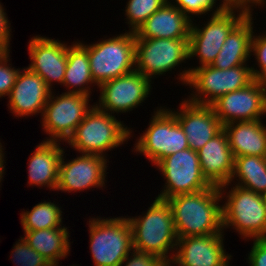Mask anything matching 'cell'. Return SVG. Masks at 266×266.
<instances>
[{"mask_svg":"<svg viewBox=\"0 0 266 266\" xmlns=\"http://www.w3.org/2000/svg\"><path fill=\"white\" fill-rule=\"evenodd\" d=\"M219 187L167 199L173 215L177 238L224 234Z\"/></svg>","mask_w":266,"mask_h":266,"instance_id":"1","label":"cell"},{"mask_svg":"<svg viewBox=\"0 0 266 266\" xmlns=\"http://www.w3.org/2000/svg\"><path fill=\"white\" fill-rule=\"evenodd\" d=\"M127 219L131 226L133 249L155 255L163 261L173 259L178 238L167 200L156 197L143 216H128Z\"/></svg>","mask_w":266,"mask_h":266,"instance_id":"2","label":"cell"},{"mask_svg":"<svg viewBox=\"0 0 266 266\" xmlns=\"http://www.w3.org/2000/svg\"><path fill=\"white\" fill-rule=\"evenodd\" d=\"M228 186L227 183L219 186L222 201L226 198L222 204L223 231L231 226L243 239H266L264 195L233 184V188L226 192Z\"/></svg>","mask_w":266,"mask_h":266,"instance_id":"3","label":"cell"},{"mask_svg":"<svg viewBox=\"0 0 266 266\" xmlns=\"http://www.w3.org/2000/svg\"><path fill=\"white\" fill-rule=\"evenodd\" d=\"M124 125L115 115L94 105L66 143L80 154L107 157L106 151L121 146L132 137V130Z\"/></svg>","mask_w":266,"mask_h":266,"instance_id":"4","label":"cell"},{"mask_svg":"<svg viewBox=\"0 0 266 266\" xmlns=\"http://www.w3.org/2000/svg\"><path fill=\"white\" fill-rule=\"evenodd\" d=\"M177 76L183 85L194 90L187 99L202 105H211L224 94L245 88L254 81L251 67L247 64L226 70L211 65L190 67Z\"/></svg>","mask_w":266,"mask_h":266,"instance_id":"5","label":"cell"},{"mask_svg":"<svg viewBox=\"0 0 266 266\" xmlns=\"http://www.w3.org/2000/svg\"><path fill=\"white\" fill-rule=\"evenodd\" d=\"M87 52L96 86L135 70V33L125 32L93 44L78 42Z\"/></svg>","mask_w":266,"mask_h":266,"instance_id":"6","label":"cell"},{"mask_svg":"<svg viewBox=\"0 0 266 266\" xmlns=\"http://www.w3.org/2000/svg\"><path fill=\"white\" fill-rule=\"evenodd\" d=\"M88 225L94 266H120L133 249L128 219L93 217Z\"/></svg>","mask_w":266,"mask_h":266,"instance_id":"7","label":"cell"},{"mask_svg":"<svg viewBox=\"0 0 266 266\" xmlns=\"http://www.w3.org/2000/svg\"><path fill=\"white\" fill-rule=\"evenodd\" d=\"M148 128L133 150L145 155L155 166L165 157L189 148L187 137L176 116L166 107L157 108Z\"/></svg>","mask_w":266,"mask_h":266,"instance_id":"8","label":"cell"},{"mask_svg":"<svg viewBox=\"0 0 266 266\" xmlns=\"http://www.w3.org/2000/svg\"><path fill=\"white\" fill-rule=\"evenodd\" d=\"M247 14L239 8L214 10L209 21L200 28L193 23V19L188 40L189 59L198 57L200 66L197 67L211 65L228 34Z\"/></svg>","mask_w":266,"mask_h":266,"instance_id":"9","label":"cell"},{"mask_svg":"<svg viewBox=\"0 0 266 266\" xmlns=\"http://www.w3.org/2000/svg\"><path fill=\"white\" fill-rule=\"evenodd\" d=\"M89 98L84 94L66 92L55 96L52 91L41 116L43 131L49 136L44 141L67 142L94 106L89 104Z\"/></svg>","mask_w":266,"mask_h":266,"instance_id":"10","label":"cell"},{"mask_svg":"<svg viewBox=\"0 0 266 266\" xmlns=\"http://www.w3.org/2000/svg\"><path fill=\"white\" fill-rule=\"evenodd\" d=\"M166 180L157 198L167 200L181 194H190L212 185L202 175L198 152L187 148L163 158L157 165Z\"/></svg>","mask_w":266,"mask_h":266,"instance_id":"11","label":"cell"},{"mask_svg":"<svg viewBox=\"0 0 266 266\" xmlns=\"http://www.w3.org/2000/svg\"><path fill=\"white\" fill-rule=\"evenodd\" d=\"M188 40L135 38V71L152 81V77L175 70L189 59Z\"/></svg>","mask_w":266,"mask_h":266,"instance_id":"12","label":"cell"},{"mask_svg":"<svg viewBox=\"0 0 266 266\" xmlns=\"http://www.w3.org/2000/svg\"><path fill=\"white\" fill-rule=\"evenodd\" d=\"M152 81L137 71L102 83L98 88L100 97L97 104L100 110L114 113H127L142 105L151 93Z\"/></svg>","mask_w":266,"mask_h":266,"instance_id":"13","label":"cell"},{"mask_svg":"<svg viewBox=\"0 0 266 266\" xmlns=\"http://www.w3.org/2000/svg\"><path fill=\"white\" fill-rule=\"evenodd\" d=\"M62 154L59 178L56 191L83 192L84 189L102 188L105 186L107 171V157L95 154H81L80 156L64 161Z\"/></svg>","mask_w":266,"mask_h":266,"instance_id":"14","label":"cell"},{"mask_svg":"<svg viewBox=\"0 0 266 266\" xmlns=\"http://www.w3.org/2000/svg\"><path fill=\"white\" fill-rule=\"evenodd\" d=\"M211 106L223 126L262 119L266 115V91L253 81L245 88L224 94Z\"/></svg>","mask_w":266,"mask_h":266,"instance_id":"15","label":"cell"},{"mask_svg":"<svg viewBox=\"0 0 266 266\" xmlns=\"http://www.w3.org/2000/svg\"><path fill=\"white\" fill-rule=\"evenodd\" d=\"M28 43L31 61L28 68L40 75L51 90L54 82L62 85L67 66V49L71 45L40 35L33 36Z\"/></svg>","mask_w":266,"mask_h":266,"instance_id":"16","label":"cell"},{"mask_svg":"<svg viewBox=\"0 0 266 266\" xmlns=\"http://www.w3.org/2000/svg\"><path fill=\"white\" fill-rule=\"evenodd\" d=\"M177 111L169 109L175 116L188 140L189 148L201 149L222 129L219 118L211 105H202L184 99Z\"/></svg>","mask_w":266,"mask_h":266,"instance_id":"17","label":"cell"},{"mask_svg":"<svg viewBox=\"0 0 266 266\" xmlns=\"http://www.w3.org/2000/svg\"><path fill=\"white\" fill-rule=\"evenodd\" d=\"M224 235L178 238L172 261L178 266H222L232 255L224 249Z\"/></svg>","mask_w":266,"mask_h":266,"instance_id":"18","label":"cell"},{"mask_svg":"<svg viewBox=\"0 0 266 266\" xmlns=\"http://www.w3.org/2000/svg\"><path fill=\"white\" fill-rule=\"evenodd\" d=\"M52 90L46 85L40 75L28 67L19 71L15 84L11 89L8 107L14 117H28L44 111Z\"/></svg>","mask_w":266,"mask_h":266,"instance_id":"19","label":"cell"},{"mask_svg":"<svg viewBox=\"0 0 266 266\" xmlns=\"http://www.w3.org/2000/svg\"><path fill=\"white\" fill-rule=\"evenodd\" d=\"M202 175L214 186L229 183L234 167V156L224 129L198 151Z\"/></svg>","mask_w":266,"mask_h":266,"instance_id":"20","label":"cell"},{"mask_svg":"<svg viewBox=\"0 0 266 266\" xmlns=\"http://www.w3.org/2000/svg\"><path fill=\"white\" fill-rule=\"evenodd\" d=\"M191 20L170 0L135 32V38L189 39Z\"/></svg>","mask_w":266,"mask_h":266,"instance_id":"21","label":"cell"},{"mask_svg":"<svg viewBox=\"0 0 266 266\" xmlns=\"http://www.w3.org/2000/svg\"><path fill=\"white\" fill-rule=\"evenodd\" d=\"M59 142L43 141L29 157V185L48 187L56 191L59 178V167L64 152Z\"/></svg>","mask_w":266,"mask_h":266,"instance_id":"22","label":"cell"},{"mask_svg":"<svg viewBox=\"0 0 266 266\" xmlns=\"http://www.w3.org/2000/svg\"><path fill=\"white\" fill-rule=\"evenodd\" d=\"M252 16V13L247 14L231 30L211 66L226 70L247 64L251 56V40L254 34Z\"/></svg>","mask_w":266,"mask_h":266,"instance_id":"23","label":"cell"},{"mask_svg":"<svg viewBox=\"0 0 266 266\" xmlns=\"http://www.w3.org/2000/svg\"><path fill=\"white\" fill-rule=\"evenodd\" d=\"M262 122V119H258L223 126L234 157H266V125Z\"/></svg>","mask_w":266,"mask_h":266,"instance_id":"24","label":"cell"},{"mask_svg":"<svg viewBox=\"0 0 266 266\" xmlns=\"http://www.w3.org/2000/svg\"><path fill=\"white\" fill-rule=\"evenodd\" d=\"M68 227L24 231L22 237L26 243L45 257L52 266L70 253V236Z\"/></svg>","mask_w":266,"mask_h":266,"instance_id":"25","label":"cell"},{"mask_svg":"<svg viewBox=\"0 0 266 266\" xmlns=\"http://www.w3.org/2000/svg\"><path fill=\"white\" fill-rule=\"evenodd\" d=\"M62 85L69 89L66 93L88 97L92 94V85H96L91 75L88 52L78 42L67 49V66Z\"/></svg>","mask_w":266,"mask_h":266,"instance_id":"26","label":"cell"},{"mask_svg":"<svg viewBox=\"0 0 266 266\" xmlns=\"http://www.w3.org/2000/svg\"><path fill=\"white\" fill-rule=\"evenodd\" d=\"M235 179L238 182H235ZM232 181L235 182L234 185L264 194L266 192V157L253 155L234 157L233 173L227 184L230 185Z\"/></svg>","mask_w":266,"mask_h":266,"instance_id":"27","label":"cell"},{"mask_svg":"<svg viewBox=\"0 0 266 266\" xmlns=\"http://www.w3.org/2000/svg\"><path fill=\"white\" fill-rule=\"evenodd\" d=\"M62 209L54 202H40L31 211L21 214V224L24 231H35L62 226Z\"/></svg>","mask_w":266,"mask_h":266,"instance_id":"28","label":"cell"},{"mask_svg":"<svg viewBox=\"0 0 266 266\" xmlns=\"http://www.w3.org/2000/svg\"><path fill=\"white\" fill-rule=\"evenodd\" d=\"M169 0H128L125 7V19L130 32H136L139 27ZM131 27V28H130Z\"/></svg>","mask_w":266,"mask_h":266,"instance_id":"29","label":"cell"},{"mask_svg":"<svg viewBox=\"0 0 266 266\" xmlns=\"http://www.w3.org/2000/svg\"><path fill=\"white\" fill-rule=\"evenodd\" d=\"M11 251V260L17 266H52L50 262L31 248L21 237Z\"/></svg>","mask_w":266,"mask_h":266,"instance_id":"30","label":"cell"},{"mask_svg":"<svg viewBox=\"0 0 266 266\" xmlns=\"http://www.w3.org/2000/svg\"><path fill=\"white\" fill-rule=\"evenodd\" d=\"M174 5L182 11L191 21L193 19L192 15L201 16L207 14L214 10H223L225 9L224 5L220 3L216 7L217 0H171Z\"/></svg>","mask_w":266,"mask_h":266,"instance_id":"31","label":"cell"},{"mask_svg":"<svg viewBox=\"0 0 266 266\" xmlns=\"http://www.w3.org/2000/svg\"><path fill=\"white\" fill-rule=\"evenodd\" d=\"M9 53L0 59V98L9 96L20 71V68L15 69L8 64L10 62Z\"/></svg>","mask_w":266,"mask_h":266,"instance_id":"32","label":"cell"},{"mask_svg":"<svg viewBox=\"0 0 266 266\" xmlns=\"http://www.w3.org/2000/svg\"><path fill=\"white\" fill-rule=\"evenodd\" d=\"M162 262L163 260L155 255L132 249L120 266H160Z\"/></svg>","mask_w":266,"mask_h":266,"instance_id":"33","label":"cell"},{"mask_svg":"<svg viewBox=\"0 0 266 266\" xmlns=\"http://www.w3.org/2000/svg\"><path fill=\"white\" fill-rule=\"evenodd\" d=\"M253 241L247 258L249 266H266V239H253Z\"/></svg>","mask_w":266,"mask_h":266,"instance_id":"34","label":"cell"},{"mask_svg":"<svg viewBox=\"0 0 266 266\" xmlns=\"http://www.w3.org/2000/svg\"><path fill=\"white\" fill-rule=\"evenodd\" d=\"M265 33V34H264ZM262 35H254L251 40V55H255L258 68L266 66V32Z\"/></svg>","mask_w":266,"mask_h":266,"instance_id":"35","label":"cell"},{"mask_svg":"<svg viewBox=\"0 0 266 266\" xmlns=\"http://www.w3.org/2000/svg\"><path fill=\"white\" fill-rule=\"evenodd\" d=\"M7 14L3 5L0 2V44L10 52L11 28Z\"/></svg>","mask_w":266,"mask_h":266,"instance_id":"36","label":"cell"},{"mask_svg":"<svg viewBox=\"0 0 266 266\" xmlns=\"http://www.w3.org/2000/svg\"><path fill=\"white\" fill-rule=\"evenodd\" d=\"M221 3L225 8H239L246 11L248 14L252 13L253 6H266V0H222ZM252 8V9H251Z\"/></svg>","mask_w":266,"mask_h":266,"instance_id":"37","label":"cell"},{"mask_svg":"<svg viewBox=\"0 0 266 266\" xmlns=\"http://www.w3.org/2000/svg\"><path fill=\"white\" fill-rule=\"evenodd\" d=\"M252 74L254 76V81L259 84L266 91V66L261 69L254 68L251 66Z\"/></svg>","mask_w":266,"mask_h":266,"instance_id":"38","label":"cell"},{"mask_svg":"<svg viewBox=\"0 0 266 266\" xmlns=\"http://www.w3.org/2000/svg\"><path fill=\"white\" fill-rule=\"evenodd\" d=\"M2 147L3 146L0 142V169H5V165H4V163H6L4 160V154L5 153H3L4 148H2Z\"/></svg>","mask_w":266,"mask_h":266,"instance_id":"39","label":"cell"},{"mask_svg":"<svg viewBox=\"0 0 266 266\" xmlns=\"http://www.w3.org/2000/svg\"><path fill=\"white\" fill-rule=\"evenodd\" d=\"M9 51L0 44V59L3 58Z\"/></svg>","mask_w":266,"mask_h":266,"instance_id":"40","label":"cell"},{"mask_svg":"<svg viewBox=\"0 0 266 266\" xmlns=\"http://www.w3.org/2000/svg\"><path fill=\"white\" fill-rule=\"evenodd\" d=\"M174 262L172 260L170 261H163L160 266H174ZM175 266H178L177 264Z\"/></svg>","mask_w":266,"mask_h":266,"instance_id":"41","label":"cell"},{"mask_svg":"<svg viewBox=\"0 0 266 266\" xmlns=\"http://www.w3.org/2000/svg\"><path fill=\"white\" fill-rule=\"evenodd\" d=\"M5 169H0V183L2 182V180H3V175H4V173H5V171H4ZM1 186V185H0Z\"/></svg>","mask_w":266,"mask_h":266,"instance_id":"42","label":"cell"},{"mask_svg":"<svg viewBox=\"0 0 266 266\" xmlns=\"http://www.w3.org/2000/svg\"><path fill=\"white\" fill-rule=\"evenodd\" d=\"M230 261L228 260L224 265H222V266H229L230 264Z\"/></svg>","mask_w":266,"mask_h":266,"instance_id":"43","label":"cell"}]
</instances>
